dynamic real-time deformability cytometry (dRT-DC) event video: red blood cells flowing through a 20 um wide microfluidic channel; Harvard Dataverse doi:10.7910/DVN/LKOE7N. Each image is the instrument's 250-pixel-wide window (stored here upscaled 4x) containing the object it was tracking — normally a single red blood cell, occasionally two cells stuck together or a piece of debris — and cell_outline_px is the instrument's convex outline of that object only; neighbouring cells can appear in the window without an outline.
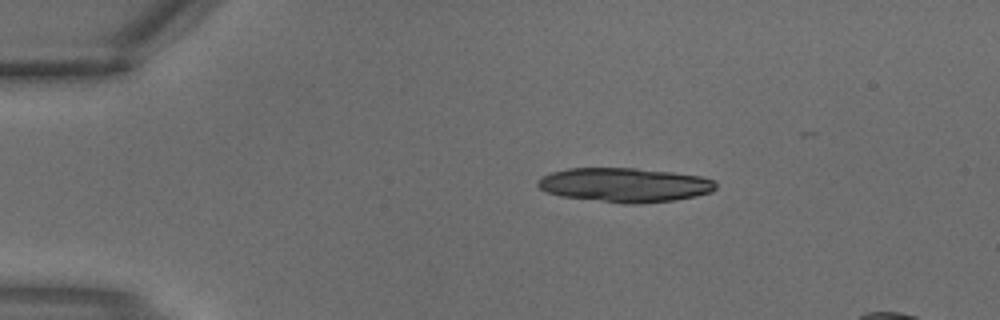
{"species": "common noctule bat (a hibernating species)", "species_latin": "Nyctalus noctula", "temperature_condition": "warm", "stored_images_in_passage": 3, "camera_frame_rate_fps": 3000, "um_per_image_px": 0.085, "animal": {"sex": "male", "body_mass_g": 18.8}, "frame": {"image": 1, "passage_image": 1, "time_ms": 0.0, "image_size_px": [1000, 320], "cell_outline_px": [[716, 188], [712, 192], [696, 196], [672, 200], [640, 204], [624, 204], [560, 196], [548, 192], [540, 188], [536, 184], [536, 180], [540, 176], [552, 172], [568, 168], [636, 168], [672, 172], [700, 176], [716, 180]], "centroid_in_image_um": [53.09, 15.72], "position_along_channel_um": 31.9, "area_um2": 35.78}}